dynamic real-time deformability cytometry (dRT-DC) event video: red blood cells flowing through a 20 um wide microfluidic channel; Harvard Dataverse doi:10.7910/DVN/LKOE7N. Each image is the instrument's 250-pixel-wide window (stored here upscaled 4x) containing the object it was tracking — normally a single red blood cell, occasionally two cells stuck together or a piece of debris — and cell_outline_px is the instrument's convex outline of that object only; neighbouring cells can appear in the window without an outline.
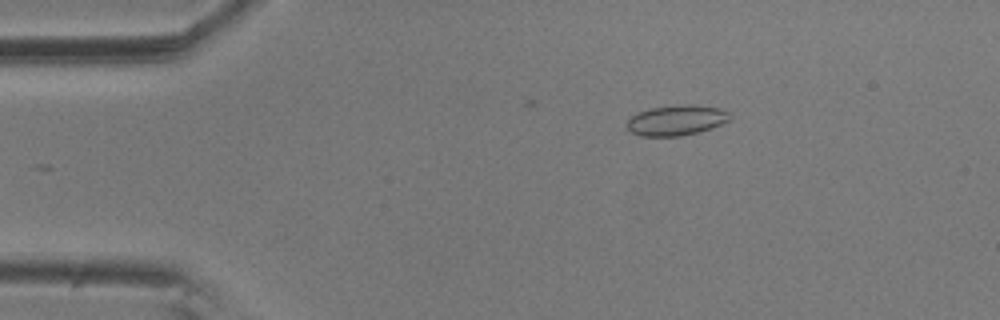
{"species": "common noctule bat (a hibernating species)", "species_latin": "Nyctalus noctula", "temperature_condition": "room temperature", "stored_images_in_passage": 4, "camera_frame_rate_fps": 3000, "um_per_image_px": 0.085, "animal": {"sex": "male", "body_mass_g": 20.5, "forearm_length_mm": 52.5}, "frame": {"image": 1, "passage_image": 2, "time_ms": 0.333, "image_size_px": [1000, 320], "cell_outline_px": [[732, 116], [728, 120], [712, 128], [700, 132], [680, 136], [640, 136], [632, 132], [628, 128], [628, 120], [636, 112], [652, 108], [680, 104], [696, 104], [720, 108], [728, 112]], "centroid_in_image_um": [57.52, 10.21], "position_along_channel_um": 27.5, "area_um2": 18.26}}
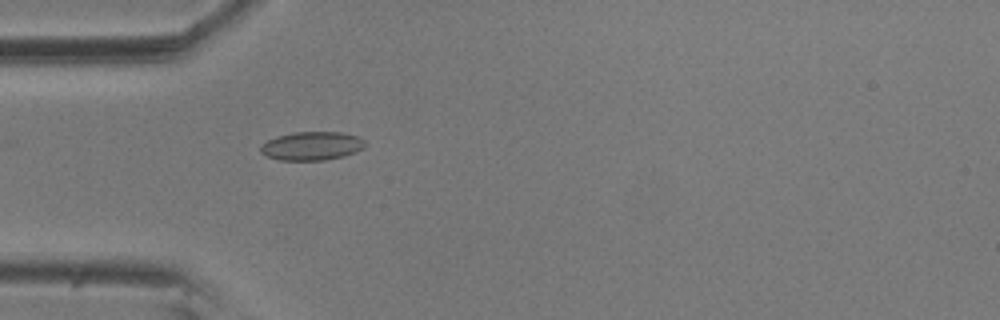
{"frame": {"image": 2, "passage_image": 4, "time_ms": 1.0, "image_size_px": [1000, 320], "cell_outline_px": [[364, 148], [356, 152], [344, 156], [324, 160], [280, 160], [268, 156], [260, 152], [260, 148], [268, 140], [276, 136], [292, 132], [340, 132], [360, 136], [364, 140]], "centroid_in_image_um": [26.53, 12.4], "position_along_channel_um": 58.5, "area_um2": 17.4}}